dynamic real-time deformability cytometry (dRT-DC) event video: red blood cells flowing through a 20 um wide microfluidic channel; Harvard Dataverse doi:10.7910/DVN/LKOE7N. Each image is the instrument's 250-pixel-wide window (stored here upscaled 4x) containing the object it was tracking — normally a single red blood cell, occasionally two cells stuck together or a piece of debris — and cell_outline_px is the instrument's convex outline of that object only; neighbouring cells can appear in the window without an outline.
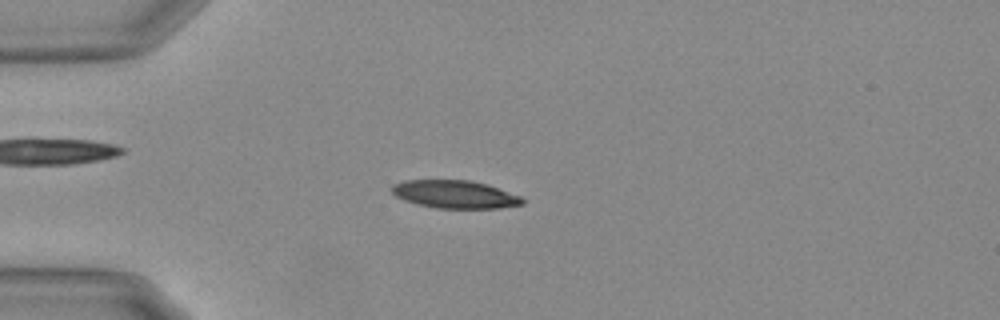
{"species": "Egyptian fruit bat (a non-hibernating species)", "species_latin": "Rousettus aegyptiacus", "temperature_condition": "warm", "stored_images_in_passage": 56, "camera_frame_rate_fps": 3000, "um_per_image_px": 0.085, "animal": {"sex": "female"}, "frame": {"image": 1, "passage_image": 15, "time_ms": 4.667, "image_size_px": [1000, 320], "cell_outline_px": [[528, 200], [524, 204], [496, 208], [436, 208], [404, 200], [396, 196], [392, 192], [392, 184], [404, 180], [472, 180], [488, 184], [520, 196]], "centroid_in_image_um": [38.7, 16.51], "position_along_channel_um": 46.3, "area_um2": 21.27}}
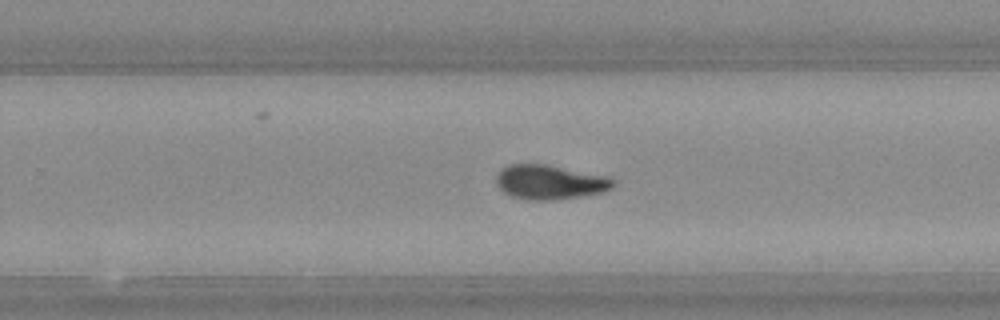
{"frame": {"image": 2, "passage_image": 36, "time_ms": 11.667, "image_size_px": [1000, 320], "cell_outline_px": [[612, 188], [604, 192], [556, 200], [528, 200], [512, 196], [504, 192], [496, 184], [496, 176], [500, 168], [508, 164], [548, 164], [604, 176], [612, 180]], "centroid_in_image_um": [46.66, 15.48], "position_along_channel_um": 283.1, "area_um2": 23.35}}
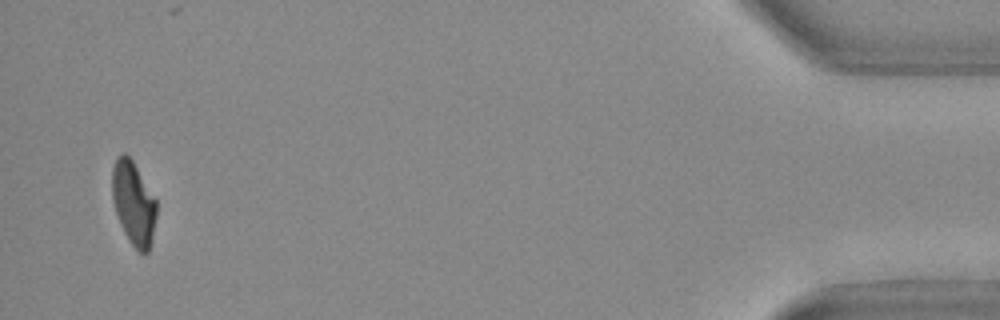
{"frame": {"image": 3, "passage_image": 54, "time_ms": 17.667, "image_size_px": [1000, 320], "cell_outline_px": [[156, 216], [152, 236], [148, 252], [144, 256], [132, 244], [124, 232], [120, 224], [112, 200], [112, 168], [116, 156], [124, 152], [132, 160], [156, 200]], "centroid_in_image_um": [11.33, 17.25], "position_along_channel_um": 423.9, "area_um2": 21.39}, "authors_computed_cell_mechanics": {"area_um2": 22.3686, "velocity_mm_per_s": 3.6906, "shape_relaxation_time_tau1_ms": 10.9242, "shape_relaxation_time_tau2_ms": 2.1179, "deformation_change_tau1": 0.2865, "deformation_change_tau2": 0.0728}}